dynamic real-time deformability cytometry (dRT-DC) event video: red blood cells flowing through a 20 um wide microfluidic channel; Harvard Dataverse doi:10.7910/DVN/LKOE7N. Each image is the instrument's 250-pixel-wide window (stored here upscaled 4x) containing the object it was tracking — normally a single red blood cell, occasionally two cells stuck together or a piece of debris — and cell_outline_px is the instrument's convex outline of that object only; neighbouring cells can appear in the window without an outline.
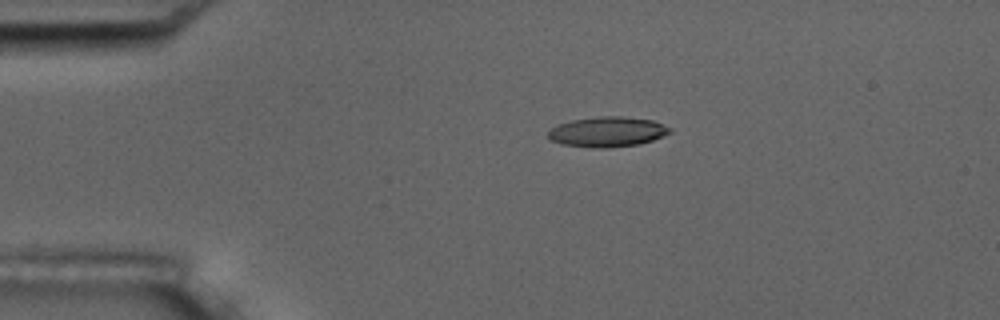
{"species": "common noctule bat (a hibernating species)", "species_latin": "Nyctalus noctula", "temperature_condition": "room temperature", "stored_images_in_passage": 6, "camera_frame_rate_fps": 3000, "um_per_image_px": 0.085, "animal": {"sex": "male", "body_mass_g": 17.5, "forearm_length_mm": 52.3}, "frame": {"image": 1, "passage_image": 3, "time_ms": 3.333, "image_size_px": [1000, 320], "cell_outline_px": [[672, 132], [664, 136], [640, 144], [608, 148], [592, 148], [560, 144], [552, 140], [548, 136], [548, 132], [556, 124], [572, 120], [596, 116], [620, 116], [652, 120], [672, 128]], "centroid_in_image_um": [51.63, 11.21], "position_along_channel_um": 33.4, "area_um2": 21.56}}
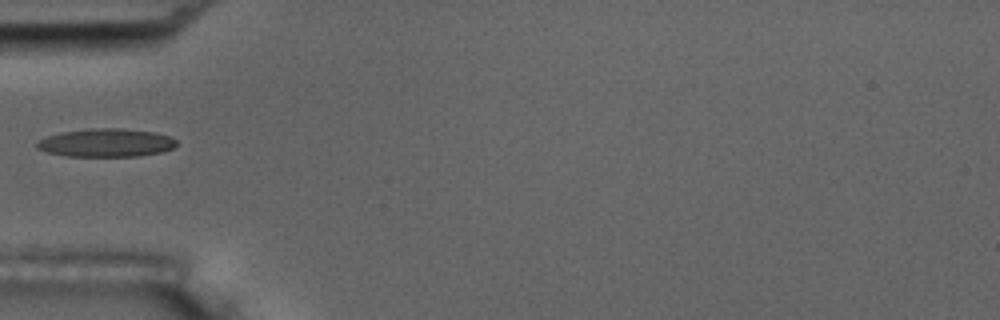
{"frame": {"image": 2, "passage_image": 5, "time_ms": 5.667, "image_size_px": [1000, 320], "cell_outline_px": [[176, 144], [172, 148], [164, 152], [140, 156], [68, 156], [48, 152], [36, 148], [36, 144], [44, 136], [60, 132], [88, 128], [124, 128], [156, 132], [168, 136], [176, 140]], "centroid_in_image_um": [9.02, 12.12], "position_along_channel_um": 76.0, "area_um2": 23.18}}